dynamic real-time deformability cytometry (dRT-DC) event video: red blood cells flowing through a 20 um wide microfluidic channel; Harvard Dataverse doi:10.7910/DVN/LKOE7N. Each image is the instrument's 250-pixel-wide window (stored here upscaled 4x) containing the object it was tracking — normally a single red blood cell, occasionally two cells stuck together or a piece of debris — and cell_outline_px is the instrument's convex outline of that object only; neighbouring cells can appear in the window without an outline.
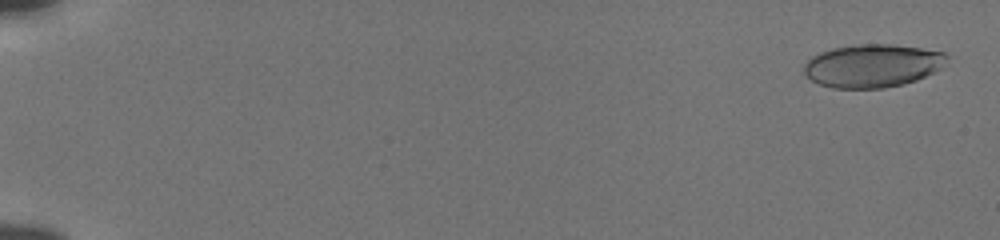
{"species": "human", "species_latin": "Homo sapiens", "temperature_condition": "cold", "stored_images_in_passage": 55, "camera_frame_rate_fps": 3000, "um_per_image_px": 0.085, "donor": {"sex": "male"}, "frame": {"image": 1, "passage_image": 2, "time_ms": 0.333, "image_size_px": [1000, 240], "cell_outline_px": [[948, 56], [940, 68], [916, 80], [904, 84], [884, 88], [832, 88], [820, 84], [804, 76], [804, 64], [812, 56], [820, 52], [832, 48], [860, 44], [892, 44], [920, 48], [944, 52]], "centroid_in_image_um": [74.12, 5.58], "position_along_channel_um": 10.9, "area_um2": 35.78}}
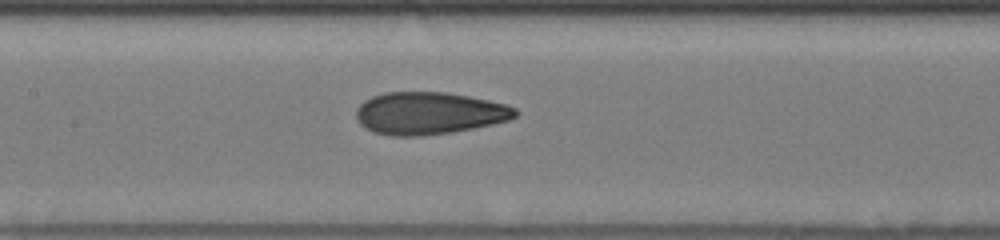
{"frame": {"image": 2, "passage_image": 29, "time_ms": 9.333, "image_size_px": [1000, 240], "cell_outline_px": [[520, 112], [516, 116], [508, 120], [492, 124], [452, 132], [420, 136], [392, 136], [372, 132], [364, 128], [356, 120], [356, 108], [364, 100], [372, 96], [384, 92], [444, 92], [468, 96], [488, 100], [504, 104], [516, 108]], "centroid_in_image_um": [36.43, 9.63], "position_along_channel_um": 171.0, "area_um2": 39.42}}
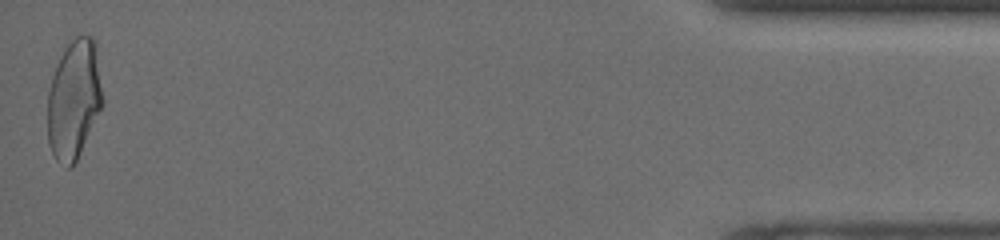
{"frame": {"image": 3, "passage_image": 55, "time_ms": 18.0, "image_size_px": [1000, 240], "cell_outline_px": [[104, 104], [72, 168], [68, 168], [56, 160], [48, 144], [48, 92], [52, 76], [56, 64], [64, 48], [76, 36], [92, 36], [96, 40], [104, 96]], "centroid_in_image_um": [6.31, 8.42], "position_along_channel_um": 428.9, "area_um2": 38.78}, "authors_computed_cell_mechanics": {"area_um2": 37.8012, "velocity_mm_per_s": 3.8517, "shape_relaxation_time_tau1_ms": 8.3348, "shape_relaxation_time_tau2_ms": 1.2143, "deformation_change_tau1": 0.2057, "deformation_change_tau2": 0.0694}}